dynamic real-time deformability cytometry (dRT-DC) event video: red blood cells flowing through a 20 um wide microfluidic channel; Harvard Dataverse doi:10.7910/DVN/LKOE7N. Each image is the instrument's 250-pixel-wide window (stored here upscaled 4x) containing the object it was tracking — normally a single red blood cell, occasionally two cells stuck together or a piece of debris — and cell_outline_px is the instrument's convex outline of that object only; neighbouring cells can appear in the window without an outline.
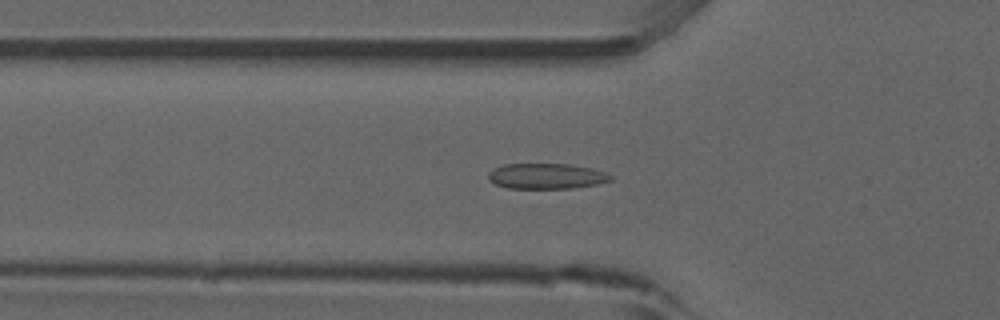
{"species": "common noctule bat (a hibernating species)", "species_latin": "Nyctalus noctula", "temperature_condition": "room temperature", "stored_images_in_passage": 53, "camera_frame_rate_fps": 3000, "um_per_image_px": 0.085, "animal": {"sex": "male", "forearm_length_mm": 52.5}, "frame": {"image": 1, "passage_image": 18, "time_ms": 5.667, "image_size_px": [1000, 320], "cell_outline_px": [[612, 180], [596, 184], [572, 188], [508, 188], [496, 184], [488, 180], [488, 172], [504, 164], [568, 164], [592, 168], [604, 172], [612, 176]], "centroid_in_image_um": [46.43, 14.97], "position_along_channel_um": 79.4, "area_um2": 18.03}}
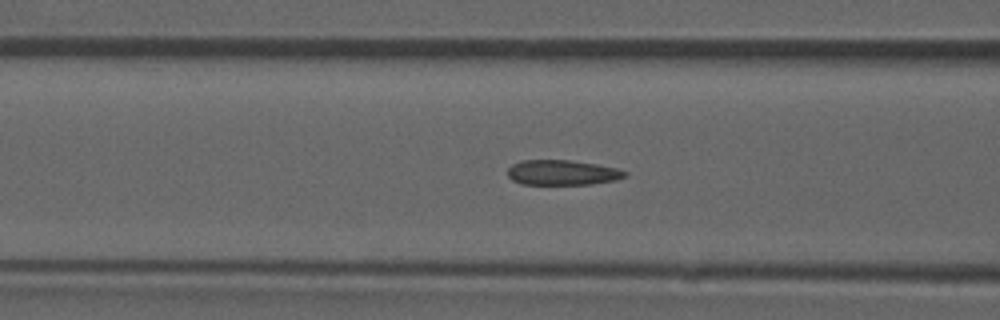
{"frame": {"image": 2, "passage_image": 21, "time_ms": 6.667, "image_size_px": [1000, 320], "cell_outline_px": [[628, 176], [616, 180], [588, 184], [520, 184], [512, 180], [508, 176], [508, 168], [512, 164], [520, 160], [572, 160], [596, 164], [616, 168], [628, 172]], "centroid_in_image_um": [47.79, 14.66], "position_along_channel_um": 118.8, "area_um2": 17.22}}
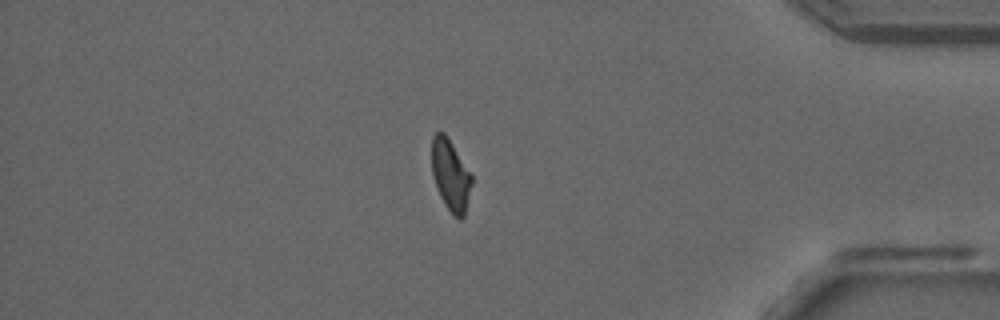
{"frame": {"image": 3, "passage_image": 45, "time_ms": 14.667, "image_size_px": [1000, 320], "cell_outline_px": [[472, 184], [464, 216], [460, 220], [444, 204], [440, 196], [432, 172], [432, 136], [436, 132], [444, 132], [452, 144], [472, 176]], "centroid_in_image_um": [38.29, 14.88], "position_along_channel_um": 396.9, "area_um2": 16.18}, "authors_computed_cell_mechanics": {"area_um2": 17.6868, "velocity_mm_per_s": 3.8939, "shape_relaxation_time_tau1_ms": null, "shape_relaxation_time_tau2_ms": 1.4146, "deformation_change_tau1": null, "deformation_change_tau2": 0.0848}}